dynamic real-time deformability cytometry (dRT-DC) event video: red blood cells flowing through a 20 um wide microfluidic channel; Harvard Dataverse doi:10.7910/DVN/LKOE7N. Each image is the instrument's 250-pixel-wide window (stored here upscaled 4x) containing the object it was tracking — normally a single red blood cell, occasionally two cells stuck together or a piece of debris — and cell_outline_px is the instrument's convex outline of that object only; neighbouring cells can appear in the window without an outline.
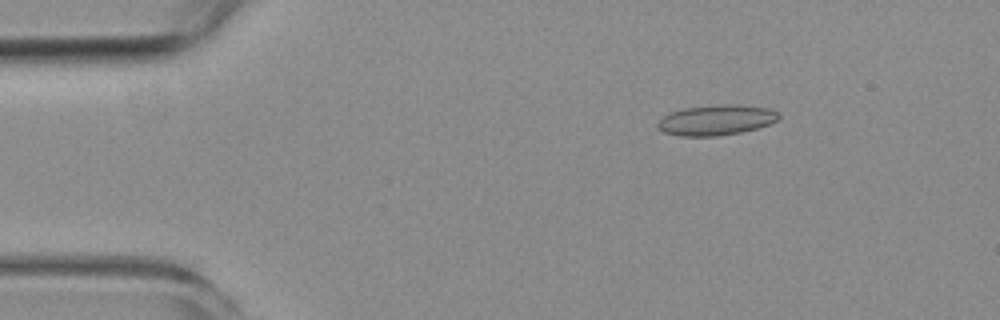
{"species": "common noctule bat (a hibernating species)", "species_latin": "Nyctalus noctula", "temperature_condition": "room temperature", "stored_images_in_passage": 4, "camera_frame_rate_fps": 3000, "um_per_image_px": 0.085, "animal": {"sex": "female", "body_mass_g": 19.3, "forearm_length_mm": 54.1}, "frame": {"image": 1, "passage_image": 3, "time_ms": 2.333, "image_size_px": [1000, 320], "cell_outline_px": [[780, 116], [776, 120], [768, 124], [756, 128], [740, 132], [716, 136], [680, 136], [664, 132], [656, 124], [664, 116], [672, 112], [684, 108], [720, 104], [740, 104], [768, 108], [776, 112]], "centroid_in_image_um": [60.87, 10.19], "position_along_channel_um": 24.1, "area_um2": 21.15}}